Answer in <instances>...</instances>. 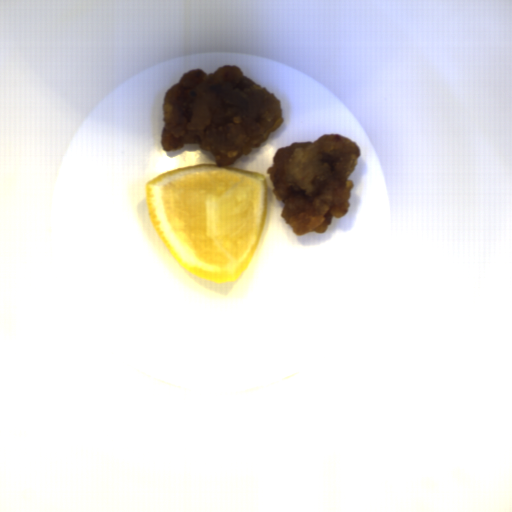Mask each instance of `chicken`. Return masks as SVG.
<instances>
[{"mask_svg": "<svg viewBox=\"0 0 512 512\" xmlns=\"http://www.w3.org/2000/svg\"><path fill=\"white\" fill-rule=\"evenodd\" d=\"M162 111L165 152L198 144L220 167L263 146L283 123L281 100L235 64L209 74L200 68L186 71L168 87Z\"/></svg>", "mask_w": 512, "mask_h": 512, "instance_id": "chicken-1", "label": "chicken"}, {"mask_svg": "<svg viewBox=\"0 0 512 512\" xmlns=\"http://www.w3.org/2000/svg\"><path fill=\"white\" fill-rule=\"evenodd\" d=\"M360 154L357 143L339 134L277 149L266 174L275 198L285 204L280 216L293 233L324 234L332 216L339 219L348 213L354 188L348 178Z\"/></svg>", "mask_w": 512, "mask_h": 512, "instance_id": "chicken-2", "label": "chicken"}]
</instances>
